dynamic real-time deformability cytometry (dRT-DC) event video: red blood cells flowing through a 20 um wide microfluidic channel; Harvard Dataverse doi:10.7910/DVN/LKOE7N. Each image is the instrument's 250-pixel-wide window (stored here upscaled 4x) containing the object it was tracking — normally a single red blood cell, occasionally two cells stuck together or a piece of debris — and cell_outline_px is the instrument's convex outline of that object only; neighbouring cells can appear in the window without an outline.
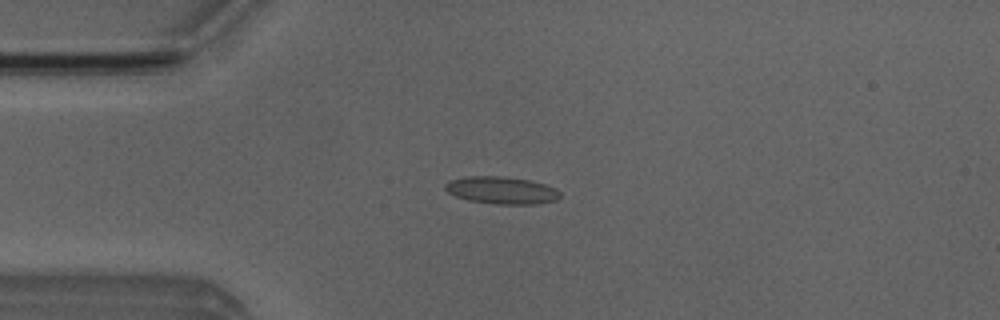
{"species": "Egyptian fruit bat (a non-hibernating species)", "species_latin": "Rousettus aegyptiacus", "temperature_condition": "room temperature", "stored_images_in_passage": 4, "camera_frame_rate_fps": 3000, "um_per_image_px": 0.085, "animal": {"sex": "male"}, "frame": {"image": 1, "passage_image": 2, "time_ms": 0.333, "image_size_px": [1000, 320], "cell_outline_px": [[560, 196], [556, 200], [536, 204], [496, 204], [468, 200], [456, 196], [448, 192], [444, 188], [444, 184], [452, 180], [464, 176], [500, 176], [528, 180], [544, 184], [556, 188], [560, 192]], "centroid_in_image_um": [42.63, 16.17], "position_along_channel_um": 42.4, "area_um2": 18.21}}